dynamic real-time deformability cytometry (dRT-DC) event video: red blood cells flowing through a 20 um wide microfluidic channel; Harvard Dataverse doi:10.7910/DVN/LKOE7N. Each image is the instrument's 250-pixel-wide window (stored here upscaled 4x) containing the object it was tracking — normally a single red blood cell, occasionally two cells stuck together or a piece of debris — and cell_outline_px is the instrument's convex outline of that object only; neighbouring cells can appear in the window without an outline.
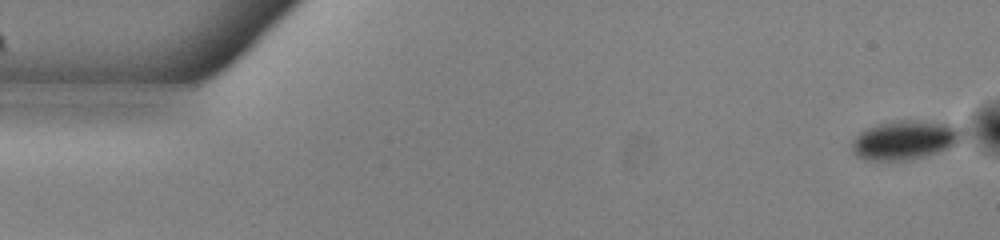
{"species": "common noctule bat (a hibernating species)", "species_latin": "Nyctalus noctula", "temperature_condition": "warm", "stored_images_in_passage": 47, "camera_frame_rate_fps": 3000, "um_per_image_px": 0.085, "animal": {"sex": "male", "body_mass_g": 13.0, "forearm_length_mm": 53.1}, "frame": {"image": 1, "passage_image": 1, "time_ms": 0.0, "image_size_px": [1000, 240], "cell_outline_px": [[964, 136], [956, 144], [948, 148], [924, 156], [904, 160], [868, 160], [856, 156], [852, 152], [852, 140], [860, 132], [876, 124], [896, 120], [924, 120], [956, 124], [960, 128]], "centroid_in_image_um": [76.93, 11.87], "position_along_channel_um": 8.1, "area_um2": 25.26}}
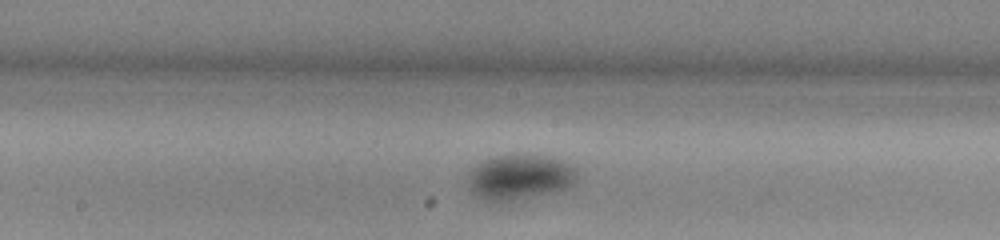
{"frame": {"image": 2, "passage_image": 27, "time_ms": 8.667, "image_size_px": [1000, 240], "cell_outline_px": [[576, 180], [568, 188], [556, 192], [512, 200], [488, 200], [476, 196], [468, 180], [468, 172], [476, 164], [492, 156], [552, 156], [564, 160], [572, 164], [576, 168]], "centroid_in_image_um": [44.23, 15.04], "position_along_channel_um": 204.0, "area_um2": 28.44}}
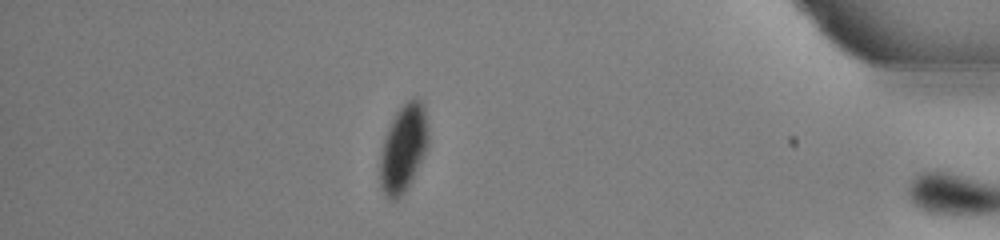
{"frame": {"image": 3, "passage_image": 46, "time_ms": 15.0, "image_size_px": [1000, 240], "cell_outline_px": [[428, 148], [412, 180], [404, 192], [396, 200], [388, 200], [380, 184], [380, 152], [388, 128], [396, 112], [412, 96], [416, 96], [424, 104], [428, 124]], "centroid_in_image_um": [34.31, 12.58], "position_along_channel_um": 400.9, "area_um2": 24.8}}